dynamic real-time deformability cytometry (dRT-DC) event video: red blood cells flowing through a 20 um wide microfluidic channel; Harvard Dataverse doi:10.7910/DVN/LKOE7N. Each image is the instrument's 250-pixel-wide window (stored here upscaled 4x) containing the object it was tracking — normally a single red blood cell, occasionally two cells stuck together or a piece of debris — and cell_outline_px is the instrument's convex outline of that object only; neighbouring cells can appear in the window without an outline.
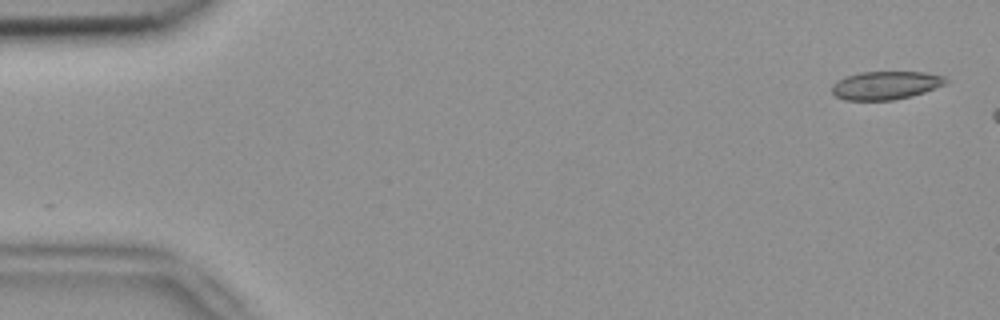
{"species": "common noctule bat (a hibernating species)", "species_latin": "Nyctalus noctula", "temperature_condition": "room temperature", "stored_images_in_passage": 4, "camera_frame_rate_fps": 3000, "um_per_image_px": 0.085, "animal": {"sex": "female", "body_mass_g": 18.4}, "frame": {"image": 1, "passage_image": 1, "time_ms": 0.0, "image_size_px": [1000, 320], "cell_outline_px": [[948, 80], [944, 84], [924, 92], [912, 96], [892, 100], [844, 100], [836, 96], [832, 92], [832, 84], [836, 80], [844, 76], [860, 72], [924, 72], [944, 76]], "centroid_in_image_um": [75.24, 7.25], "position_along_channel_um": 9.8, "area_um2": 18.79}}